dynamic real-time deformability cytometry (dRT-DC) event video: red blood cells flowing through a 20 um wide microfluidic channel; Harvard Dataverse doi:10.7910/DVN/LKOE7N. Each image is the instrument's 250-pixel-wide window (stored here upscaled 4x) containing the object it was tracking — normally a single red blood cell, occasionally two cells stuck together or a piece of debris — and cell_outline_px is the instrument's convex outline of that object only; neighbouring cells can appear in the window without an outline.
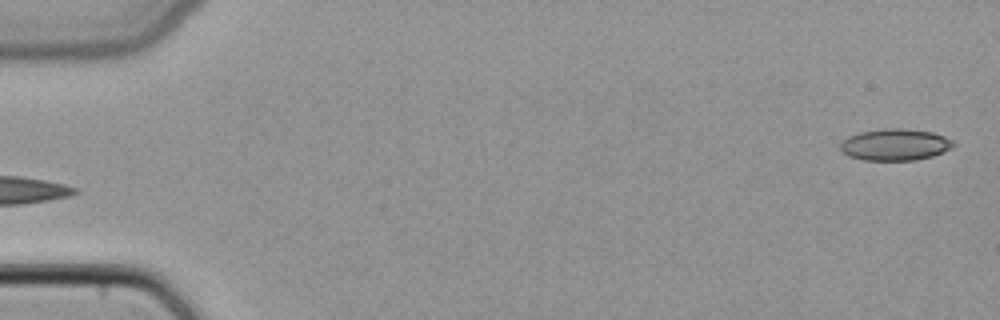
{"species": "common noctule bat (a hibernating species)", "species_latin": "Nyctalus noctula", "temperature_condition": "cold", "stored_images_in_passage": 48, "camera_frame_rate_fps": 3000, "um_per_image_px": 0.085, "animal": {"sex": "female", "body_mass_g": 22.7, "forearm_length_mm": 54.2}, "frame": {"image": 1, "passage_image": 1, "time_ms": 0.0, "image_size_px": [1000, 320], "cell_outline_px": [[956, 144], [952, 148], [932, 156], [916, 160], [864, 160], [848, 156], [840, 152], [840, 144], [848, 136], [860, 132], [884, 128], [904, 128], [932, 132], [944, 136], [952, 140]], "centroid_in_image_um": [76.07, 12.29], "position_along_channel_um": 8.9, "area_um2": 20.98}}
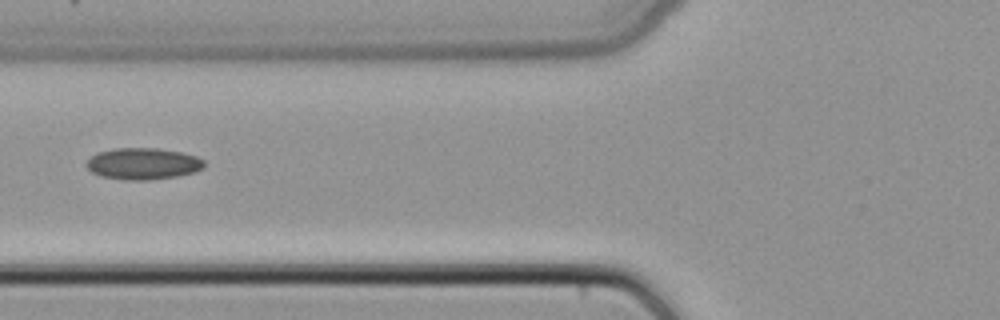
{"frame": {"image": 2, "passage_image": 19, "time_ms": 6.0, "image_size_px": [1000, 320], "cell_outline_px": [[204, 168], [196, 172], [176, 176], [148, 180], [124, 180], [100, 176], [92, 172], [84, 164], [96, 152], [112, 148], [156, 148], [180, 152], [196, 156], [204, 160]], "centroid_in_image_um": [12.14, 13.91], "position_along_channel_um": 113.7, "area_um2": 21.79}}
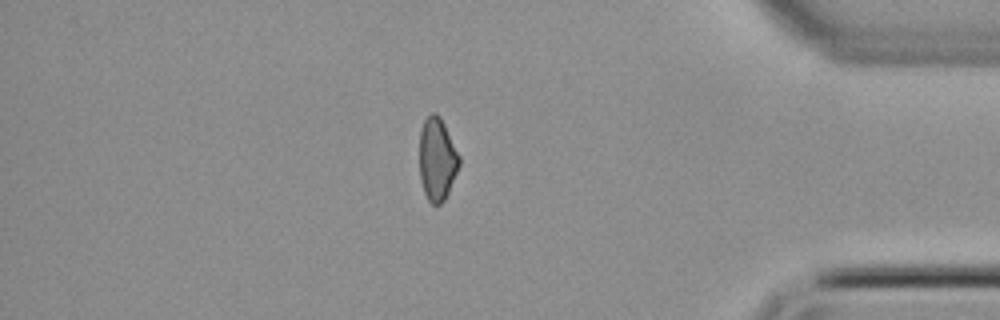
{"frame": {"image": 3, "passage_image": 41, "time_ms": 13.333, "image_size_px": [1000, 320], "cell_outline_px": [[460, 164], [448, 192], [444, 200], [440, 204], [432, 204], [428, 200], [424, 192], [420, 180], [420, 128], [424, 120], [432, 112], [436, 112], [440, 116], [460, 156]], "centroid_in_image_um": [37.15, 13.52], "position_along_channel_um": 398.1, "area_um2": 19.13}}